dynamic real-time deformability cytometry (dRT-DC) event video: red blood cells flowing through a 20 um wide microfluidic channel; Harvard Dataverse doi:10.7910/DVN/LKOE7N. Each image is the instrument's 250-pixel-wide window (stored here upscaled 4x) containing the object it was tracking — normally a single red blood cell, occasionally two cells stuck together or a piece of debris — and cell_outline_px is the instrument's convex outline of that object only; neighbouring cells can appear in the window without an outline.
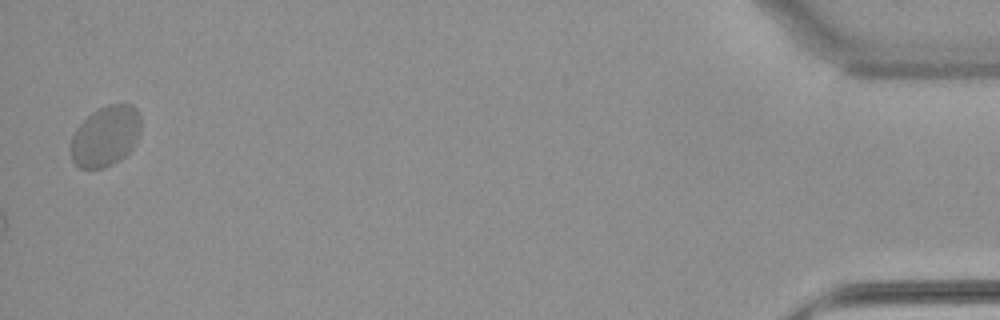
{"species": "common noctule bat (a hibernating species)", "species_latin": "Nyctalus noctula", "temperature_condition": "warm", "stored_images_in_passage": 55, "camera_frame_rate_fps": 3000, "um_per_image_px": 0.085, "animal": {"sex": "female", "body_mass_g": 22.7, "forearm_length_mm": 54.2}, "frame": {"image": 1, "passage_image": 55, "time_ms": 18.0, "image_size_px": [1000, 320], "cell_outline_px": [[140, 132], [132, 148], [124, 156], [112, 164], [104, 168], [80, 168], [72, 160], [72, 136], [76, 128], [92, 112], [108, 104], [132, 104], [140, 112]], "centroid_in_image_um": [8.99, 11.55], "position_along_channel_um": 426.2, "area_um2": 24.51}}